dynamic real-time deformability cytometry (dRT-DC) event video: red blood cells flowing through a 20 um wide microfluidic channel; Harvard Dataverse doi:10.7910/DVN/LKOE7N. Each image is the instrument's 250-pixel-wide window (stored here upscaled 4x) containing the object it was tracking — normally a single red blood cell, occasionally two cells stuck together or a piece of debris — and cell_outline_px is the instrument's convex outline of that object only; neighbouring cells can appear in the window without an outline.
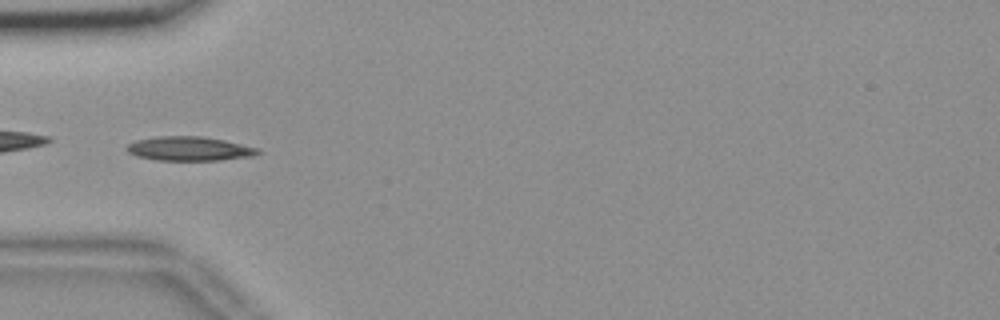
{"species": "common noctule bat (a hibernating species)", "species_latin": "Nyctalus noctula", "temperature_condition": "room temperature", "stored_images_in_passage": 39, "camera_frame_rate_fps": 3000, "um_per_image_px": 0.085, "animal": {"sex": "female", "body_mass_g": 18.4}, "frame": {"image": 1, "passage_image": 1, "time_ms": 0.0, "image_size_px": [1000, 320], "cell_outline_px": [[264, 152], [256, 156], [220, 160], [156, 160], [136, 156], [128, 152], [124, 148], [128, 144], [136, 140], [156, 136], [200, 136], [224, 140], [260, 148]], "centroid_in_image_um": [16.14, 12.64], "position_along_channel_um": 68.9, "area_um2": 18.73}}
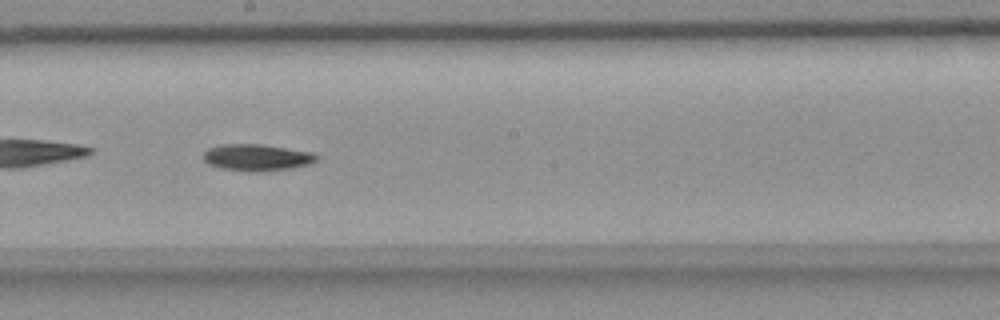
{"frame": {"image": 2, "passage_image": 14, "time_ms": 4.333, "image_size_px": [1000, 320], "cell_outline_px": [[320, 156], [316, 160], [308, 164], [292, 168], [264, 172], [248, 172], [220, 168], [208, 164], [204, 160], [204, 152], [208, 148], [224, 144], [260, 144], [312, 152]], "centroid_in_image_um": [21.83, 13.4], "position_along_channel_um": 226.4, "area_um2": 17.69}}
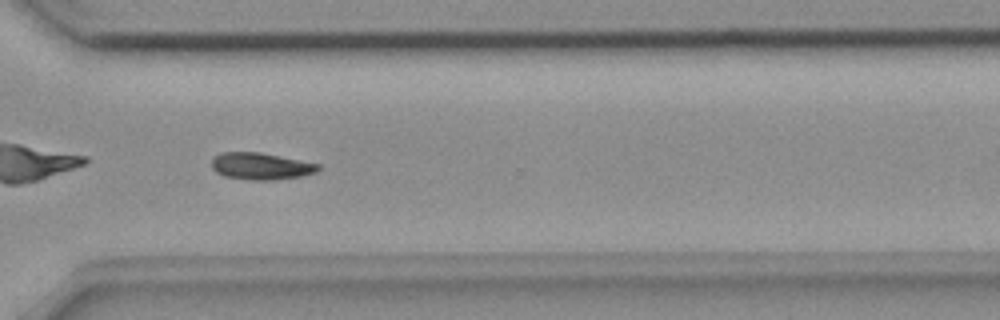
{"frame": {"image": 3, "passage_image": 24, "time_ms": 7.667, "image_size_px": [1000, 320], "cell_outline_px": [[320, 168], [316, 172], [300, 176], [276, 180], [248, 180], [224, 176], [216, 172], [212, 168], [212, 160], [220, 152], [260, 152], [320, 164]], "centroid_in_image_um": [22.17, 14.13], "position_along_channel_um": 348.4, "area_um2": 16.7}, "authors_computed_cell_mechanics": {"area_um2": 16.6464, "velocity_mm_per_s": 3.6555, "shape_relaxation_time_tau1_ms": 9.8717, "shape_relaxation_time_tau2_ms": null, "deformation_change_tau1": 0.1366, "deformation_change_tau2": null}}